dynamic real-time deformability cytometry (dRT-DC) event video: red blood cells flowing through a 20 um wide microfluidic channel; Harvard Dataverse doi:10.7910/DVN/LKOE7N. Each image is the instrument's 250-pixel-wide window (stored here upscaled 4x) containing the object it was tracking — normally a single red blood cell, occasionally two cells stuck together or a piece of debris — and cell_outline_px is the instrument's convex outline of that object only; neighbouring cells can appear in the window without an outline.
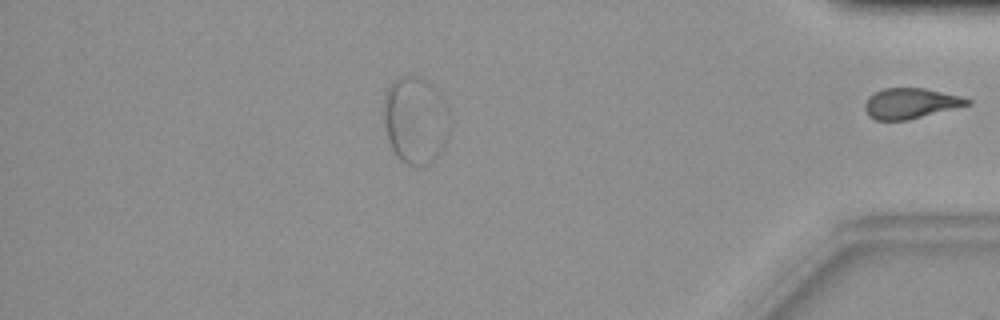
{"species": "common noctule bat (a hibernating species)", "species_latin": "Nyctalus noctula", "temperature_condition": "warm", "stored_images_in_passage": 37, "segment_of_instrument_passage": [2, 2], "camera_frame_rate_fps": 3000, "um_per_image_px": 0.085, "animal": {"sex": "female", "body_mass_g": 19.9}, "frame": {"image": 1, "passage_image": 37, "time_ms": 12.0, "image_size_px": [1000, 320], "cell_outline_px": [[972, 104], [908, 120], [876, 120], [868, 116], [864, 108], [864, 104], [868, 96], [884, 88], [924, 88], [964, 96], [972, 100]], "centroid_in_image_um": [77.42, 8.78], "position_along_channel_um": 357.8, "area_um2": 18.38}}